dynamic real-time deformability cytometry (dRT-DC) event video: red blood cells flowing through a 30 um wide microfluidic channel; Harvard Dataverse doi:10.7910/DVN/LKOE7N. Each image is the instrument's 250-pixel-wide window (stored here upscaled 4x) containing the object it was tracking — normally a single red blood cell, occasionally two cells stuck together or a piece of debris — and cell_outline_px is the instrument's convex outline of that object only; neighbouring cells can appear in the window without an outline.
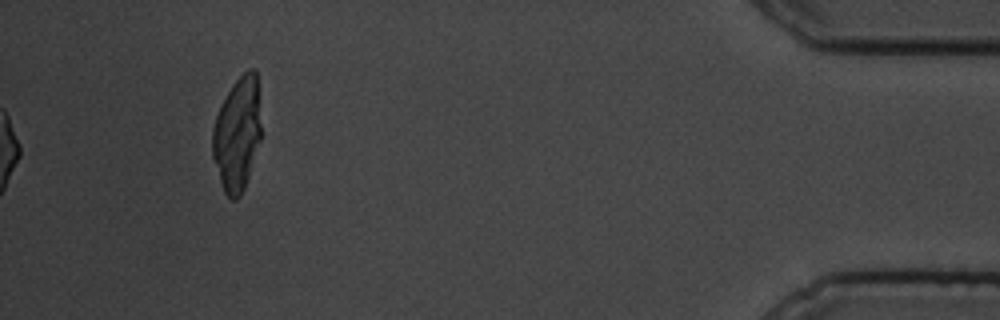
{"species": "common noctule bat (a hibernating species)", "species_latin": "Nyctalus noctula", "temperature_condition": "cold", "stored_images_in_passage": 17, "segment_of_instrument_passage": [2, 2], "camera_frame_rate_fps": 3000, "um_per_image_px": 0.085, "animal": {"sex": "male", "body_mass_g": 19.5, "forearm_length_mm": 54.6}, "frame": {"image": 1, "passage_image": 17, "time_ms": 20.333, "image_size_px": [1000, 320], "cell_outline_px": [[260, 140], [244, 188], [240, 196], [236, 200], [232, 200], [224, 192], [212, 156], [212, 128], [220, 104], [232, 84], [248, 68], [256, 68], [260, 124]], "centroid_in_image_um": [20.14, 11.37], "position_along_channel_um": 415.1, "area_um2": 32.08}}